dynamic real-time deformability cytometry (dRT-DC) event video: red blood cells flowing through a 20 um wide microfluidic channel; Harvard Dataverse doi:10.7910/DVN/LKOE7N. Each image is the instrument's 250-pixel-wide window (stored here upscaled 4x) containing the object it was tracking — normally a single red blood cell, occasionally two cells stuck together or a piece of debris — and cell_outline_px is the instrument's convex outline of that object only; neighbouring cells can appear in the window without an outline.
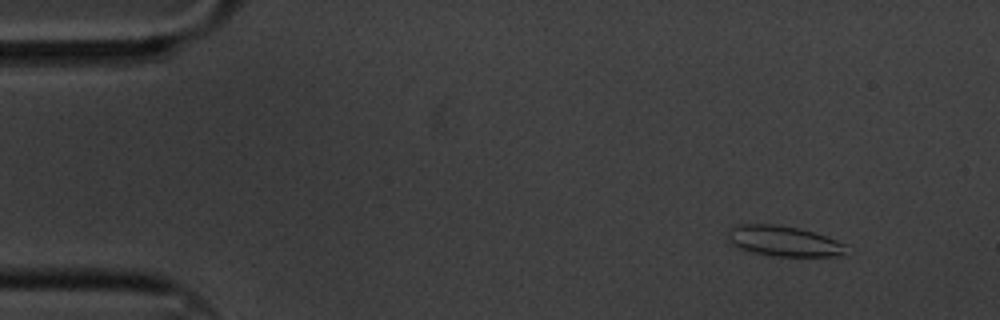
{"species": "common noctule bat (a hibernating species)", "species_latin": "Nyctalus noctula", "temperature_condition": "cold", "stored_images_in_passage": 59, "camera_frame_rate_fps": 3000, "um_per_image_px": 0.085, "animal": {"sex": "male", "body_mass_g": 20.1, "forearm_length_mm": 53.5}, "frame": {"image": 1, "passage_image": 5, "time_ms": 1.333, "image_size_px": [1000, 320], "cell_outline_px": [[848, 244], [844, 256], [772, 256], [752, 252], [740, 248], [728, 240], [728, 232], [732, 228], [740, 224], [776, 224], [800, 228]], "centroid_in_image_um": [66.66, 20.5], "position_along_channel_um": 18.3, "area_um2": 20.92}}
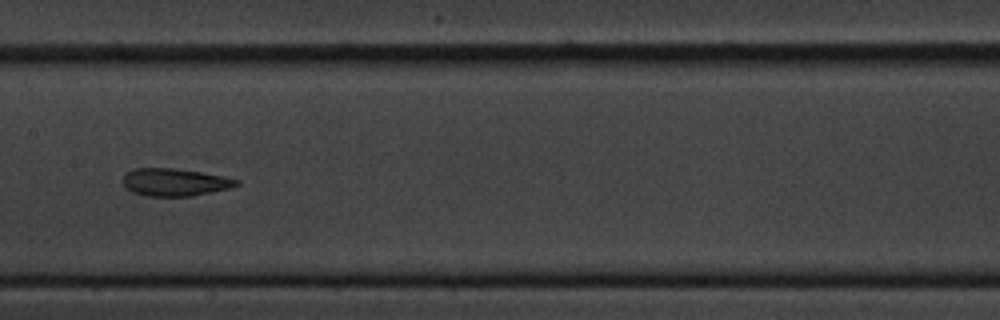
{"frame": {"image": 2, "passage_image": 29, "time_ms": 9.333, "image_size_px": [1000, 320], "cell_outline_px": [[240, 184], [232, 188], [192, 196], [148, 196], [132, 192], [124, 184], [124, 176], [132, 168], [172, 168], [200, 172], [224, 176], [240, 180]], "centroid_in_image_um": [14.91, 15.49], "position_along_channel_um": 192.5, "area_um2": 18.21}}
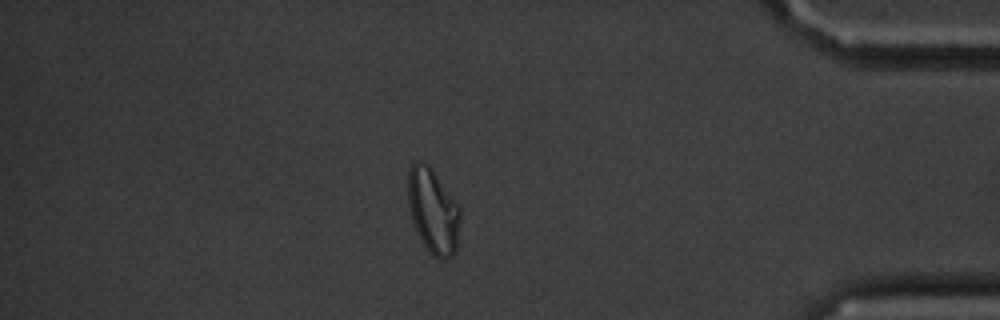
{"frame": {"image": 3, "passage_image": 51, "time_ms": 16.667, "image_size_px": [1000, 320], "cell_outline_px": [[460, 216], [456, 252], [452, 256], [444, 260], [440, 260], [432, 256], [428, 252], [412, 220], [408, 204], [408, 172], [412, 164], [416, 160], [420, 160], [428, 164], [432, 168], [456, 200], [460, 208]], "centroid_in_image_um": [36.82, 17.93], "position_along_channel_um": 398.4, "area_um2": 26.07}, "authors_computed_cell_mechanics": {"area_um2": 19.2474, "velocity_mm_per_s": 3.2851, "shape_relaxation_time_tau1_ms": 5.5055, "shape_relaxation_time_tau2_ms": 2.619, "deformation_change_tau1": 0.121, "deformation_change_tau2": 0.1009}}